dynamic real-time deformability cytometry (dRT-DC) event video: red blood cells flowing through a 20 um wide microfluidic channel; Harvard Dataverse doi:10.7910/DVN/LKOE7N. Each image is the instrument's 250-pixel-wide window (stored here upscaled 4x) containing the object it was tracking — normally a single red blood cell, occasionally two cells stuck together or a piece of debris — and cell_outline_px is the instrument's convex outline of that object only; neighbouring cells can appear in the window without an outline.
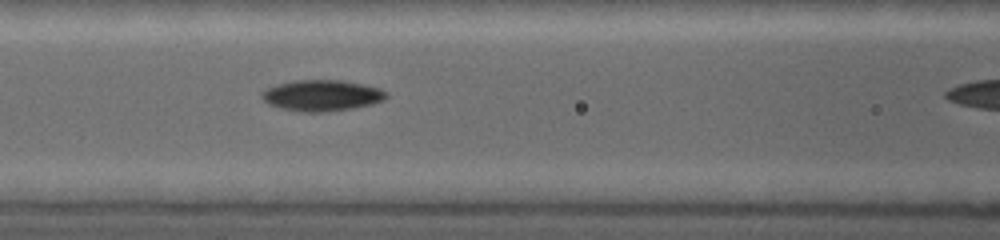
{"species": "common noctule bat (a hibernating species)", "species_latin": "Nyctalus noctula", "temperature_condition": "warm", "stored_images_in_passage": 5, "segment_of_instrument_passage": [1, 2], "camera_frame_rate_fps": 5000, "um_per_image_px": 0.085, "animal": {"sex": "female", "body_mass_g": 19.0, "forearm_length_mm": 53.3}, "frame": {"image": 1, "passage_image": 4, "time_ms": 2.2, "image_size_px": [1000, 240], "cell_outline_px": [[388, 96], [384, 100], [372, 104], [352, 108], [324, 112], [304, 112], [280, 108], [268, 104], [260, 96], [260, 92], [264, 88], [276, 84], [296, 80], [340, 80], [364, 84], [380, 88], [388, 92]], "centroid_in_image_um": [27.34, 8.11], "position_along_channel_um": 139.3, "area_um2": 22.77}}